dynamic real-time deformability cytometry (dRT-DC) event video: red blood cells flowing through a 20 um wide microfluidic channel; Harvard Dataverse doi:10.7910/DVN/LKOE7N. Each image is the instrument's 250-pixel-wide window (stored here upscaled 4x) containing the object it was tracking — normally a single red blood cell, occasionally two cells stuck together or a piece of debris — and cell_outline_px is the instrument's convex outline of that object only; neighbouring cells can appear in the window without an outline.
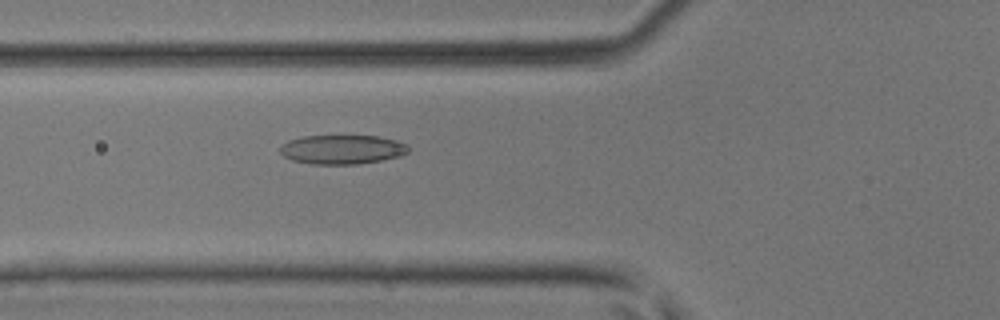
{"species": "common noctule bat (a hibernating species)", "species_latin": "Nyctalus noctula", "temperature_condition": "room temperature", "stored_images_in_passage": 47, "camera_frame_rate_fps": 3000, "um_per_image_px": 0.085, "animal": {"sex": "male", "body_mass_g": 17.9, "forearm_length_mm": 54.2}, "frame": {"image": 1, "passage_image": 18, "time_ms": 5.667, "image_size_px": [1000, 320], "cell_outline_px": [[408, 152], [400, 156], [380, 160], [356, 164], [312, 164], [292, 160], [284, 156], [280, 152], [280, 144], [288, 140], [304, 136], [380, 136], [396, 140], [408, 144]], "centroid_in_image_um": [29.07, 12.7], "position_along_channel_um": 96.7, "area_um2": 21.85}}
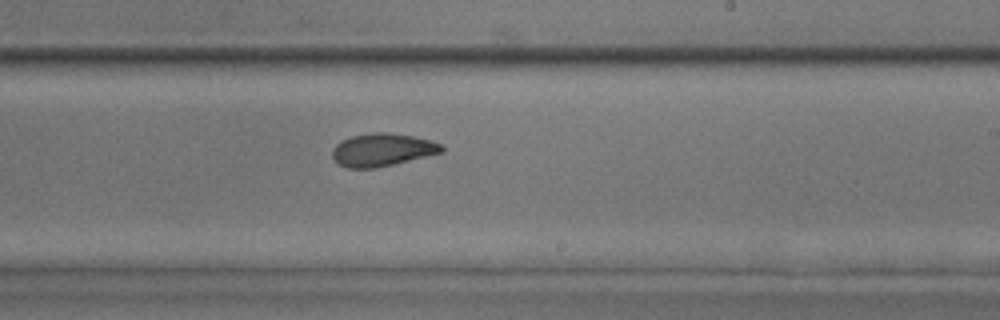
{"frame": {"image": 2, "passage_image": 29, "time_ms": 9.333, "image_size_px": [1000, 320], "cell_outline_px": [[444, 152], [376, 168], [344, 168], [336, 164], [332, 156], [332, 148], [340, 140], [352, 136], [372, 132], [388, 132], [412, 136], [432, 140], [440, 144], [444, 148]], "centroid_in_image_um": [32.45, 12.74], "position_along_channel_um": 256.5, "area_um2": 21.15}}
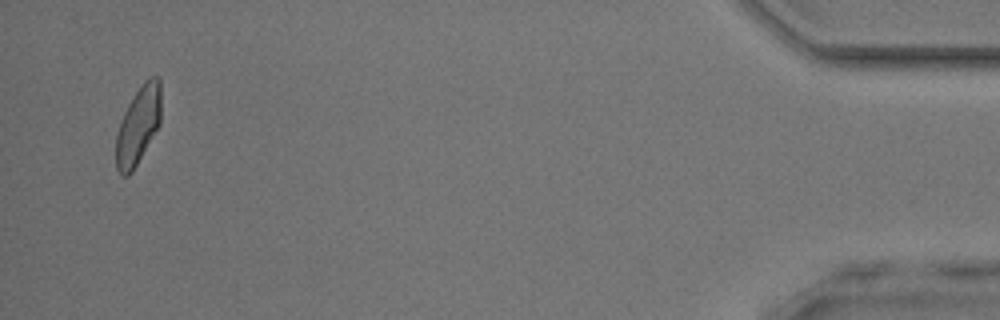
{"frame": {"image": 3, "passage_image": 46, "time_ms": 15.0, "image_size_px": [1000, 320], "cell_outline_px": [[160, 124], [132, 172], [128, 176], [120, 176], [116, 168], [116, 132], [120, 120], [132, 96], [140, 84], [148, 76], [160, 76]], "centroid_in_image_um": [11.73, 10.63], "position_along_channel_um": 423.5, "area_um2": 20.69}}